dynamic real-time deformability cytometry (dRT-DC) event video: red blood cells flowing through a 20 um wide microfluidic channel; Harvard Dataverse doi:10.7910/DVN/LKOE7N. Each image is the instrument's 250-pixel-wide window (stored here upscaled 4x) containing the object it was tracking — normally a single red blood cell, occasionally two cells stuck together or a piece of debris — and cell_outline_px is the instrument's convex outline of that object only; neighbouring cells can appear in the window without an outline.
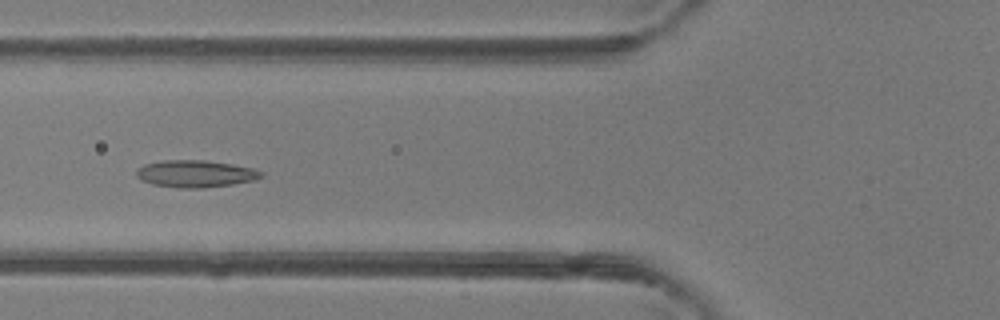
{"species": "common noctule bat (a hibernating species)", "species_latin": "Nyctalus noctula", "temperature_condition": "room temperature", "stored_images_in_passage": 6, "camera_frame_rate_fps": 3000, "um_per_image_px": 0.085, "animal": {"sex": "female"}, "frame": {"image": 1, "passage_image": 6, "time_ms": 1.667, "image_size_px": [1000, 320], "cell_outline_px": [[264, 176], [252, 180], [232, 184], [204, 188], [180, 188], [152, 184], [140, 180], [136, 176], [136, 168], [144, 164], [160, 160], [204, 160], [232, 164], [252, 168], [264, 172]], "centroid_in_image_um": [16.57, 14.76], "position_along_channel_um": 109.2, "area_um2": 19.83}}